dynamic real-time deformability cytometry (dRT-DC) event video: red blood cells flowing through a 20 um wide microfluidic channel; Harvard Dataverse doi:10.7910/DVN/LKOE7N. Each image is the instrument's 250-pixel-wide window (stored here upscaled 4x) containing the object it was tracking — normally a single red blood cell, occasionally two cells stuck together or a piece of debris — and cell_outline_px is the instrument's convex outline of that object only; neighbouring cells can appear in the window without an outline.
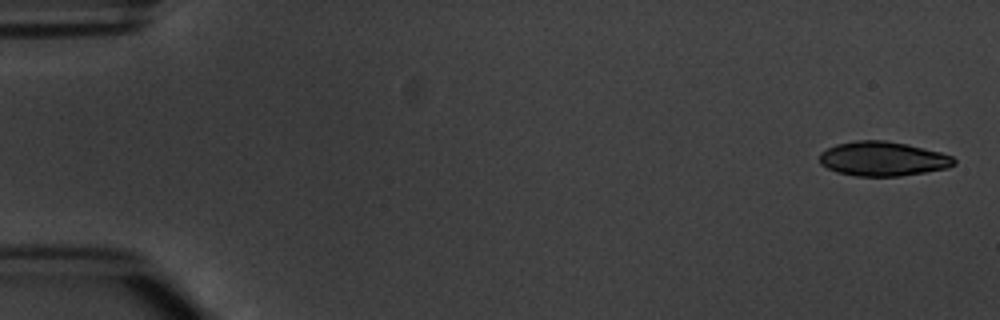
{"species": "common noctule bat (a hibernating species)", "species_latin": "Nyctalus noctula", "temperature_condition": "warm", "stored_images_in_passage": 4, "camera_frame_rate_fps": 3000, "um_per_image_px": 0.085, "animal": {"sex": "male", "body_mass_g": 20.1, "forearm_length_mm": 53.5}, "frame": {"image": 1, "passage_image": 1, "time_ms": 0.0, "image_size_px": [1000, 320], "cell_outline_px": [[956, 164], [948, 168], [900, 176], [856, 176], [836, 172], [820, 164], [820, 152], [836, 144], [856, 140], [884, 140], [908, 144], [940, 152], [952, 156], [956, 160]], "centroid_in_image_um": [75.04, 13.49], "position_along_channel_um": 10.0, "area_um2": 27.05}}